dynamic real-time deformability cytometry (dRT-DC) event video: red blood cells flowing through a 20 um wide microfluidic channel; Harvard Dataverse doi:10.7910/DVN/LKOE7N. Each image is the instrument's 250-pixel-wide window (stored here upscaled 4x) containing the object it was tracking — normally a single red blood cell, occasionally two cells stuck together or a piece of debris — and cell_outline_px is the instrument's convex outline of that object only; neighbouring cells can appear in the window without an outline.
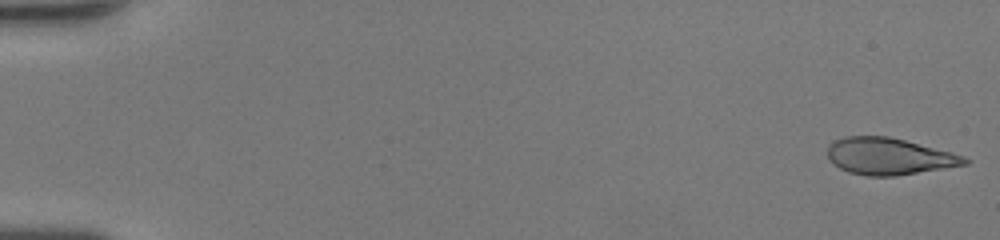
{"species": "human", "species_latin": "Homo sapiens", "temperature_condition": "room temperature", "stored_images_in_passage": 50, "camera_frame_rate_fps": 3000, "um_per_image_px": 0.085, "donor": {"sex": "female"}, "frame": {"image": 1, "passage_image": 1, "time_ms": 0.0, "image_size_px": [1000, 240], "cell_outline_px": [[972, 160], [968, 164], [896, 176], [864, 176], [848, 172], [832, 164], [828, 156], [828, 144], [844, 136], [888, 136], [904, 140], [964, 156]], "centroid_in_image_um": [75.53, 13.3], "position_along_channel_um": 9.5, "area_um2": 29.3}}
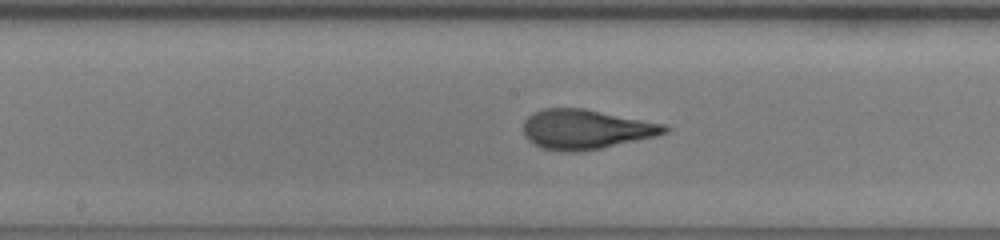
{"frame": {"image": 2, "passage_image": 27, "time_ms": 8.667, "image_size_px": [1000, 240], "cell_outline_px": [[672, 128], [668, 132], [656, 136], [600, 148], [576, 152], [568, 152], [540, 148], [532, 144], [524, 136], [524, 120], [532, 112], [544, 108], [584, 108], [664, 124]], "centroid_in_image_um": [49.77, 10.99], "position_along_channel_um": 198.4, "area_um2": 32.71}}
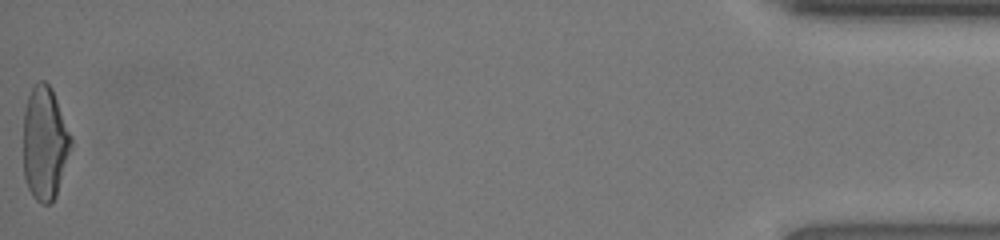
{"frame": {"image": 3, "passage_image": 50, "time_ms": 16.333, "image_size_px": [1000, 240], "cell_outline_px": [[72, 144], [56, 196], [48, 204], [44, 204], [36, 200], [32, 196], [28, 188], [24, 176], [24, 108], [28, 96], [32, 88], [40, 80], [44, 80], [52, 88], [72, 136]], "centroid_in_image_um": [3.81, 12.15], "position_along_channel_um": 431.4, "area_um2": 31.5}, "authors_computed_cell_mechanics": {"area_um2": 31.7322, "velocity_mm_per_s": 4.2428, "shape_relaxation_time_tau1_ms": 3.9126, "shape_relaxation_time_tau2_ms": null, "deformation_change_tau1": 0.2136, "deformation_change_tau2": null}}